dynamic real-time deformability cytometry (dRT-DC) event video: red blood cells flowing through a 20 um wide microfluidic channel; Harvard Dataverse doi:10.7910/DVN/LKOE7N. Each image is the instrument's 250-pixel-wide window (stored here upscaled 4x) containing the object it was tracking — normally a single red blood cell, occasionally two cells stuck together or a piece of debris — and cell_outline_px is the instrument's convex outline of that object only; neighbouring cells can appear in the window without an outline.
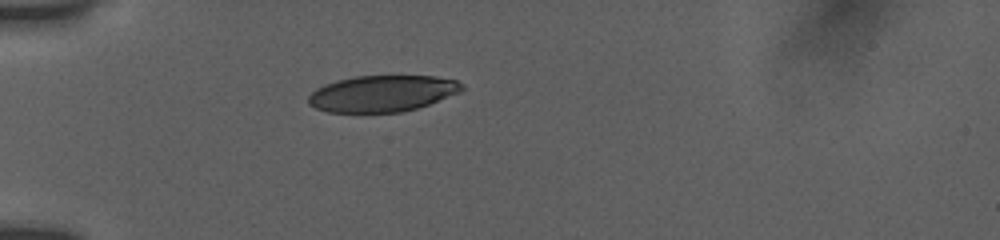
{"species": "human", "species_latin": "Homo sapiens", "temperature_condition": "room temperature", "stored_images_in_passage": 12, "camera_frame_rate_fps": 3000, "um_per_image_px": 0.085, "donor": {"sex": "female"}, "frame": {"image": 1, "passage_image": 1, "time_ms": 0.0, "image_size_px": [1000, 240], "cell_outline_px": [[464, 88], [460, 92], [428, 104], [416, 108], [400, 112], [328, 112], [316, 108], [308, 104], [308, 96], [316, 88], [324, 84], [336, 80], [356, 76], [436, 76], [456, 80], [464, 84]], "centroid_in_image_um": [32.48, 7.94], "position_along_channel_um": 52.5, "area_um2": 32.48}}
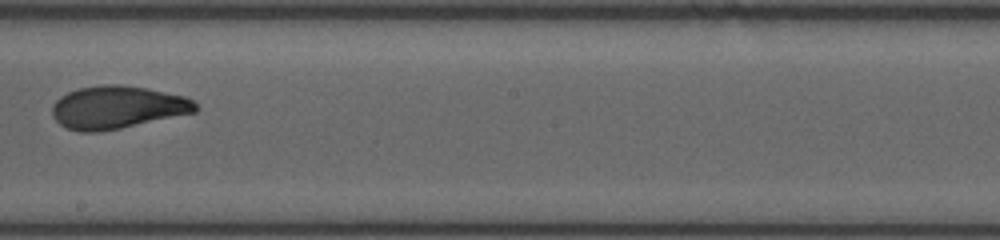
{"frame": {"image": 2, "passage_image": 6, "time_ms": 5.333, "image_size_px": [1000, 240], "cell_outline_px": [[200, 108], [196, 112], [120, 128], [100, 132], [80, 132], [68, 128], [60, 124], [52, 116], [52, 104], [60, 96], [68, 92], [80, 88], [104, 84], [124, 84], [148, 88], [184, 96], [192, 100]], "centroid_in_image_um": [9.97, 9.11], "position_along_channel_um": 238.2, "area_um2": 35.84}}
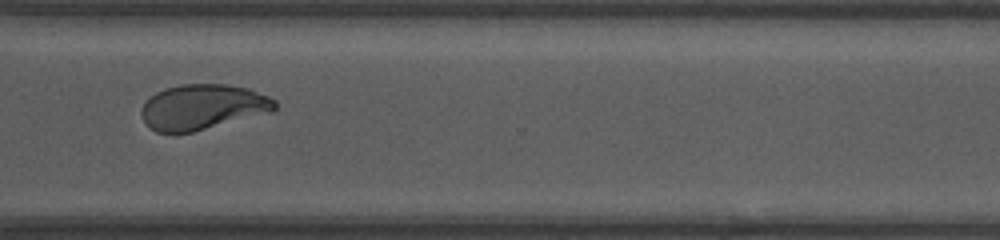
{"frame": {"image": 3, "passage_image": 9, "time_ms": 8.333, "image_size_px": [1000, 240], "cell_outline_px": [[276, 108], [272, 112], [192, 132], [156, 132], [148, 128], [144, 124], [140, 112], [140, 108], [156, 92], [164, 88], [180, 84], [228, 84], [248, 88], [268, 96], [276, 100]], "centroid_in_image_um": [17.21, 9.09], "position_along_channel_um": 353.4, "area_um2": 35.37}, "authors_computed_cell_mechanics": {"area_um2": 35.7204, "velocity_mm_per_s": 3.846, "shape_relaxation_time_tau1_ms": 5.6612, "shape_relaxation_time_tau2_ms": 0.8291, "deformation_change_tau1": 0.1732, "deformation_change_tau2": 0.0383}}